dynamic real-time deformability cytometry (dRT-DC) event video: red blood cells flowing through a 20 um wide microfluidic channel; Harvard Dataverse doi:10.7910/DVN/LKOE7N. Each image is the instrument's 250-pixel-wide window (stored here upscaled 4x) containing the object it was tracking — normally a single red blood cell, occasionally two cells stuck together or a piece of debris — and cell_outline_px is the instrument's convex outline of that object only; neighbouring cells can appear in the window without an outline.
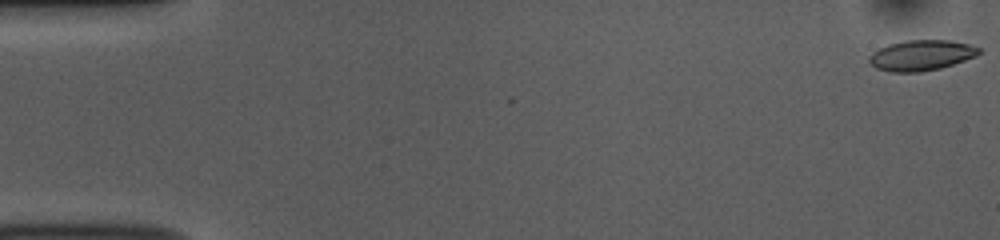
{"species": "common noctule bat (a hibernating species)", "species_latin": "Nyctalus noctula", "temperature_condition": "room temperature", "stored_images_in_passage": 53, "camera_frame_rate_fps": 3000, "um_per_image_px": 0.085, "animal": {"sex": "female", "body_mass_g": 10.0, "forearm_length_mm": 53.1}, "frame": {"image": 1, "passage_image": 1, "time_ms": 0.0, "image_size_px": [1000, 240], "cell_outline_px": [[980, 52], [976, 56], [940, 68], [920, 72], [888, 72], [876, 68], [868, 60], [868, 56], [872, 52], [888, 44], [904, 40], [948, 40], [968, 44], [980, 48]], "centroid_in_image_um": [78.27, 4.7], "position_along_channel_um": 6.7, "area_um2": 19.48}}
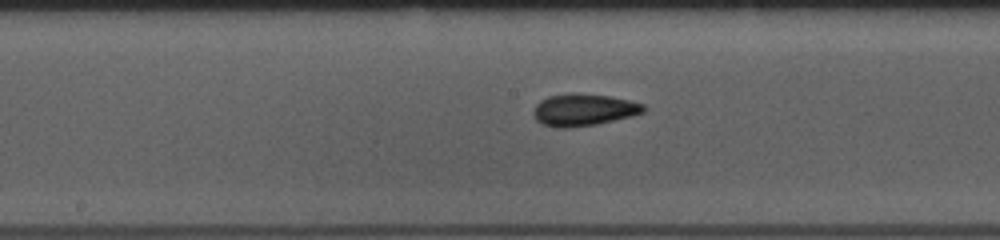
{"frame": {"image": 2, "passage_image": 27, "time_ms": 8.667, "image_size_px": [1000, 240], "cell_outline_px": [[648, 108], [644, 112], [632, 116], [596, 124], [568, 128], [556, 128], [540, 124], [536, 120], [532, 112], [536, 104], [540, 100], [548, 96], [572, 92], [576, 92], [608, 96], [628, 100], [644, 104]], "centroid_in_image_um": [49.58, 9.33], "position_along_channel_um": 198.6, "area_um2": 20.87}}
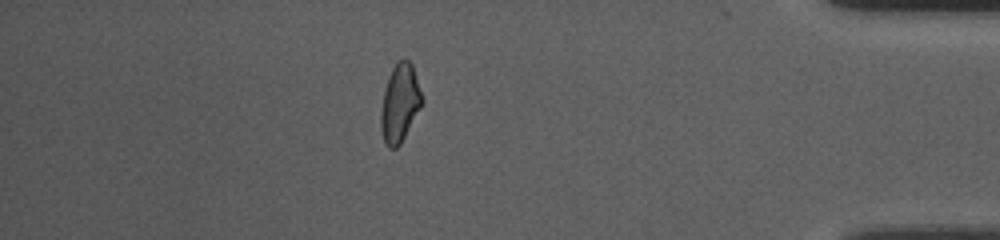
{"frame": {"image": 3, "passage_image": 46, "time_ms": 15.0, "image_size_px": [1000, 240], "cell_outline_px": [[424, 100], [420, 108], [400, 144], [396, 148], [388, 148], [384, 140], [380, 128], [380, 112], [384, 88], [388, 76], [396, 60], [408, 60], [412, 64]], "centroid_in_image_um": [33.97, 8.75], "position_along_channel_um": 401.2, "area_um2": 18.73}, "authors_computed_cell_mechanics": {"area_um2": 19.363, "velocity_mm_per_s": 3.8362, "shape_relaxation_time_tau1_ms": 7.7497, "shape_relaxation_time_tau2_ms": 1.6671, "deformation_change_tau1": 0.1576, "deformation_change_tau2": 0.0646}}